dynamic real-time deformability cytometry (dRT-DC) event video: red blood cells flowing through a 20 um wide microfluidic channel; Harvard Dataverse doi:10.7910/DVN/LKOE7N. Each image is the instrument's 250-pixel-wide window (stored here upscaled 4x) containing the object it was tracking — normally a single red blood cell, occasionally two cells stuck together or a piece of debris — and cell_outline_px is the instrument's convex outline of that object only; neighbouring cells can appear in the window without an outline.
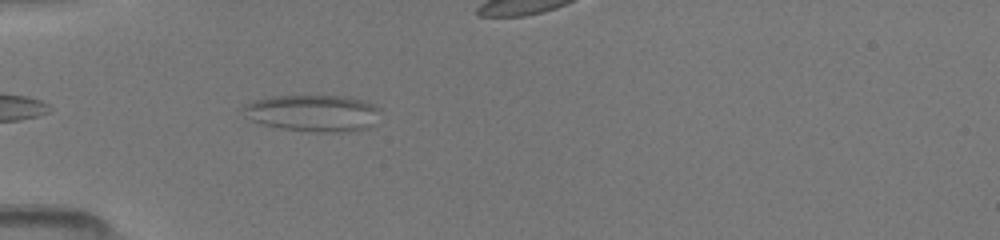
{"species": "common noctule bat (a hibernating species)", "species_latin": "Nyctalus noctula", "temperature_condition": "room temperature", "stored_images_in_passage": 8, "camera_frame_rate_fps": 3000, "um_per_image_px": 0.085, "animal": {"sex": "female", "body_mass_g": 19.5, "forearm_length_mm": 54.1}, "frame": {"image": 1, "passage_image": 2, "time_ms": 0.333, "image_size_px": [1000, 240], "cell_outline_px": [[380, 108], [376, 124], [368, 128], [344, 132], [308, 132], [280, 128], [260, 124], [244, 116], [240, 108], [244, 104], [252, 100], [272, 96], [344, 96], [368, 100]], "centroid_in_image_um": [26.6, 9.61], "position_along_channel_um": 58.4, "area_um2": 30.06}}